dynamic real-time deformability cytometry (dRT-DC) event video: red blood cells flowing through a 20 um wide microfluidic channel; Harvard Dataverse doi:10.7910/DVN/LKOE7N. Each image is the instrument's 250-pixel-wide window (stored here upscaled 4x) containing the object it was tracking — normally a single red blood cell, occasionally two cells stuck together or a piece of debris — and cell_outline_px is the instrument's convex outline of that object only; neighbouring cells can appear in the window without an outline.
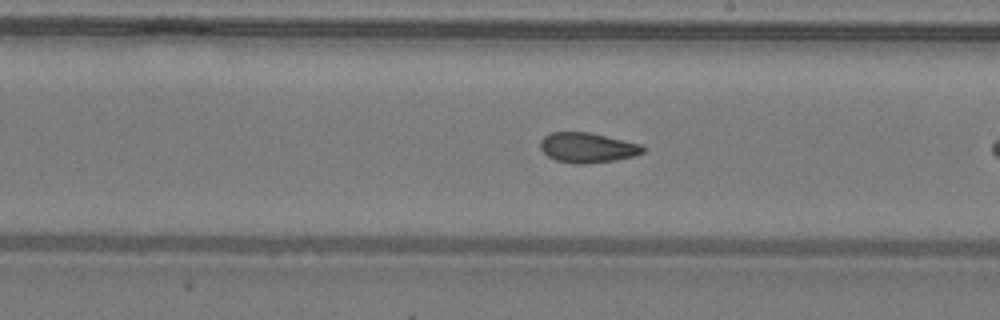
{"species": "common noctule bat (a hibernating species)", "species_latin": "Nyctalus noctula", "temperature_condition": "warm", "stored_images_in_passage": 24, "camera_frame_rate_fps": 3000, "um_per_image_px": 0.085, "animal": {"sex": "male", "body_mass_g": 19.2, "forearm_length_mm": 51.8}, "frame": {"image": 1, "passage_image": 14, "time_ms": 4.333, "image_size_px": [1000, 320], "cell_outline_px": [[644, 152], [632, 156], [612, 160], [584, 164], [576, 164], [556, 160], [548, 156], [540, 148], [540, 140], [544, 136], [552, 132], [588, 132], [640, 144], [644, 148]], "centroid_in_image_um": [49.88, 12.54], "position_along_channel_um": 239.1, "area_um2": 17.63}}
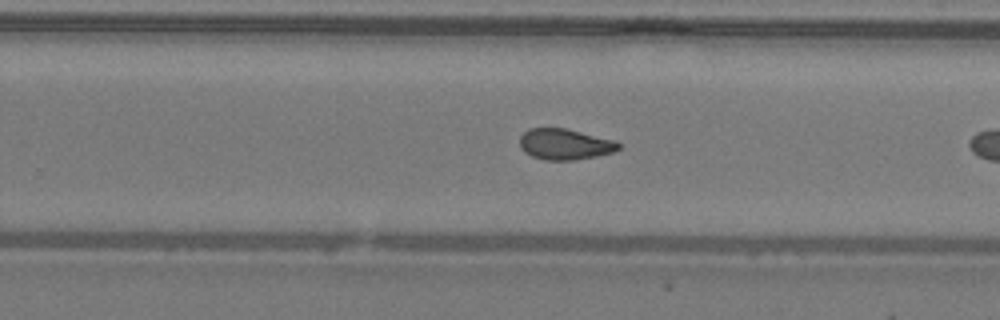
{"frame": {"image": 2, "passage_image": 17, "time_ms": 5.333, "image_size_px": [1000, 320], "cell_outline_px": [[620, 148], [616, 152], [576, 160], [544, 160], [532, 156], [524, 152], [520, 148], [520, 136], [528, 128], [564, 128], [616, 140], [620, 144]], "centroid_in_image_um": [48.02, 12.26], "position_along_channel_um": 281.8, "area_um2": 17.98}}